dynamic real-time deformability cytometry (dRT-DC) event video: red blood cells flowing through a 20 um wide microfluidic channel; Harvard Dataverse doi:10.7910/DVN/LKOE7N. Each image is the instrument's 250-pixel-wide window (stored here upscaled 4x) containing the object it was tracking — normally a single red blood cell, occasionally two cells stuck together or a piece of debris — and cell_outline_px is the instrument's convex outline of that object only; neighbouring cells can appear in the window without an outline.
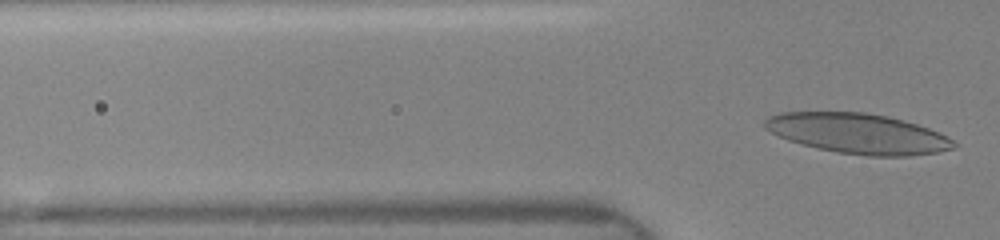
{"species": "human", "species_latin": "Homo sapiens", "temperature_condition": "room temperature", "stored_images_in_passage": 9, "segment_of_instrument_passage": [2, 2], "camera_frame_rate_fps": 3000, "um_per_image_px": 0.085, "donor": {"sex": "female"}, "frame": {"image": 1, "passage_image": 9, "time_ms": 6.333, "image_size_px": [1000, 240], "cell_outline_px": [[960, 144], [956, 148], [936, 152], [908, 156], [868, 156], [836, 152], [788, 140], [776, 136], [764, 128], [764, 120], [768, 116], [780, 112], [864, 112], [888, 116], [904, 120], [928, 128], [948, 136]], "centroid_in_image_um": [72.94, 11.35], "position_along_channel_um": 52.9, "area_um2": 44.39}}